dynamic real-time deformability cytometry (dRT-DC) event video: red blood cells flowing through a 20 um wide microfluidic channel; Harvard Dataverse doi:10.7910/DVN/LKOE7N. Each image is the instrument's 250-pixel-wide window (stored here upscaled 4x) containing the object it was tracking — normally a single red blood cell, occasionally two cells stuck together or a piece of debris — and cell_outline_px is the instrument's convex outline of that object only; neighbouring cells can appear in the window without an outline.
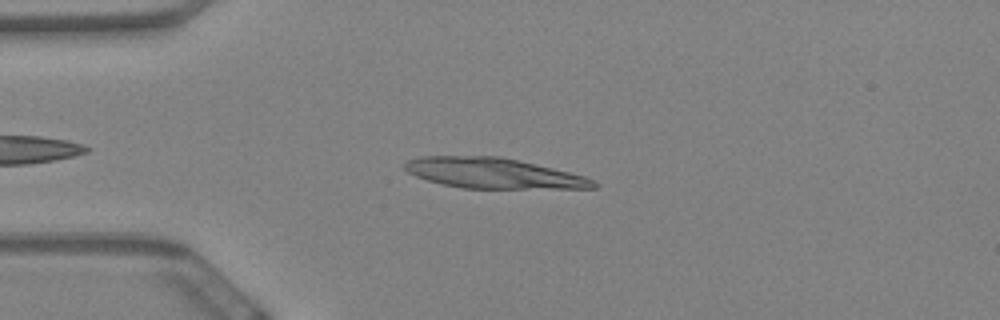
{"species": "Egyptian fruit bat (a non-hibernating species)", "species_latin": "Rousettus aegyptiacus", "temperature_condition": "warm", "stored_images_in_passage": 53, "camera_frame_rate_fps": 3000, "um_per_image_px": 0.085, "animal": {"sex": "female"}, "frame": {"image": 1, "passage_image": 8, "time_ms": 2.333, "image_size_px": [1000, 320], "cell_outline_px": [[600, 184], [596, 188], [460, 188], [440, 184], [416, 176], [408, 172], [404, 168], [404, 164], [408, 160], [420, 156], [500, 156], [568, 172], [584, 176]], "centroid_in_image_um": [41.89, 14.72], "position_along_channel_um": 43.1, "area_um2": 33.12}}